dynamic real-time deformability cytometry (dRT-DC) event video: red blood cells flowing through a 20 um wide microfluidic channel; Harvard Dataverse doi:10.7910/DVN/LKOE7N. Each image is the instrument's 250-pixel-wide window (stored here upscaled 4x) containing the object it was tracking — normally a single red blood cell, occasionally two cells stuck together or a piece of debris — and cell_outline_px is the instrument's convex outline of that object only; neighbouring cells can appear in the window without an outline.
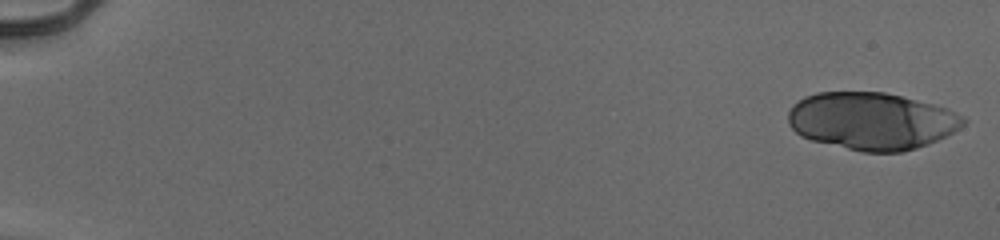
{"species": "human", "species_latin": "Homo sapiens", "temperature_condition": "cold", "stored_images_in_passage": 54, "camera_frame_rate_fps": 3000, "um_per_image_px": 0.085, "donor": {"sex": "male"}, "frame": {"image": 1, "passage_image": 1, "time_ms": 0.0, "image_size_px": [1000, 240], "cell_outline_px": [[968, 120], [960, 128], [928, 144], [916, 148], [900, 152], [864, 152], [812, 140], [800, 136], [788, 124], [788, 112], [792, 104], [804, 96], [816, 92], [884, 92], [932, 104], [944, 108], [964, 116]], "centroid_in_image_um": [74.05, 10.28], "position_along_channel_um": 10.9, "area_um2": 58.32}}
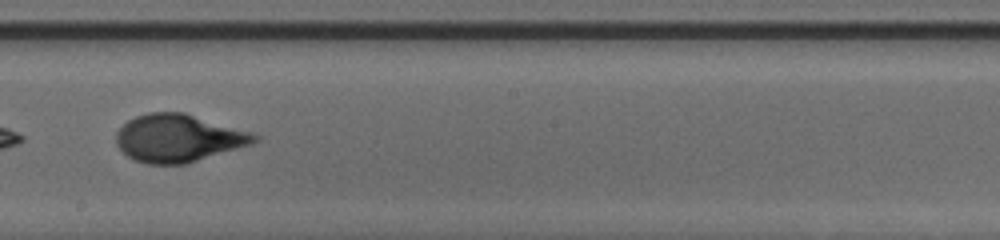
{"frame": {"image": 2, "passage_image": 33, "time_ms": 10.667, "image_size_px": [1000, 240], "cell_outline_px": [[260, 136], [252, 144], [184, 164], [148, 164], [136, 160], [128, 156], [116, 144], [116, 132], [128, 120], [136, 116], [148, 112], [184, 112], [252, 132]], "centroid_in_image_um": [15.16, 11.73], "position_along_channel_um": 233.0, "area_um2": 38.15}}
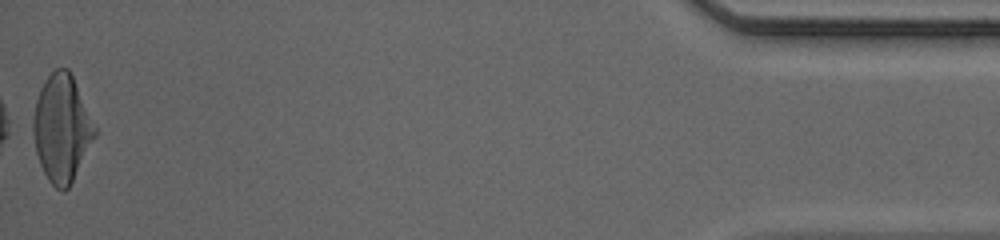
{"frame": {"image": 3, "passage_image": 54, "time_ms": 17.667, "image_size_px": [1000, 240], "cell_outline_px": [[96, 136], [68, 188], [64, 192], [56, 188], [48, 180], [40, 164], [36, 152], [32, 132], [32, 120], [36, 100], [40, 88], [48, 76], [56, 68], [68, 68], [72, 76], [96, 128]], "centroid_in_image_um": [5.23, 10.92], "position_along_channel_um": 430.0, "area_um2": 38.03}, "authors_computed_cell_mechanics": {"area_um2": 38.4948, "velocity_mm_per_s": 3.9515, "shape_relaxation_time_tau1_ms": 4.399, "shape_relaxation_time_tau2_ms": null, "deformation_change_tau1": 0.2121, "deformation_change_tau2": null}}